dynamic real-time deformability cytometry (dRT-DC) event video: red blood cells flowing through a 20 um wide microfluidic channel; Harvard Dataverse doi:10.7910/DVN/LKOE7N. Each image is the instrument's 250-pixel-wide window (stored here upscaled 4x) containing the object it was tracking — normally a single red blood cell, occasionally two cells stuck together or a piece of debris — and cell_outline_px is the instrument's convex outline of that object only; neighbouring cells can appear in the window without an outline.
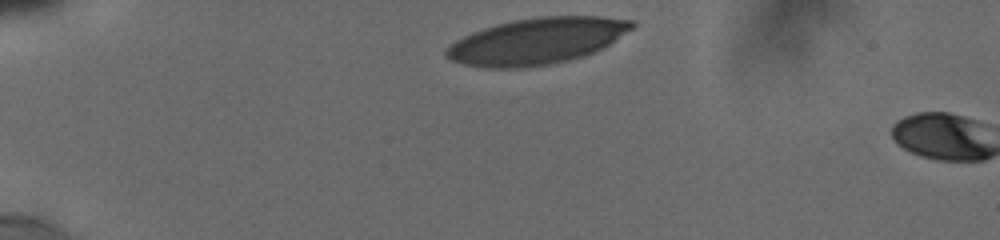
{"species": "human", "species_latin": "Homo sapiens", "temperature_condition": "cold", "stored_images_in_passage": 2, "camera_frame_rate_fps": 3000, "um_per_image_px": 0.085, "donor": {"sex": "male"}, "frame": {"image": 1, "passage_image": 1, "time_ms": 0.0, "image_size_px": [1000, 240], "cell_outline_px": [[636, 24], [632, 28], [608, 44], [592, 52], [580, 56], [548, 64], [508, 68], [492, 68], [464, 64], [452, 60], [444, 56], [444, 52], [456, 40], [472, 32], [496, 24], [516, 20], [540, 16], [600, 16], [632, 20]], "centroid_in_image_um": [45.61, 3.47], "position_along_channel_um": 39.4, "area_um2": 49.07}}